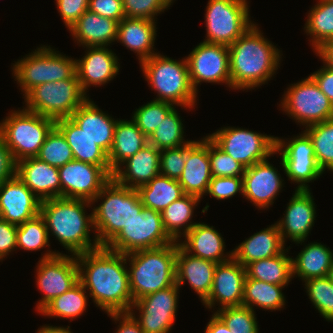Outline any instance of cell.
<instances>
[{
  "label": "cell",
  "instance_id": "6da1fadb",
  "mask_svg": "<svg viewBox=\"0 0 333 333\" xmlns=\"http://www.w3.org/2000/svg\"><path fill=\"white\" fill-rule=\"evenodd\" d=\"M79 281L95 306L105 313L129 312L134 303L130 291L126 254L101 246L76 255Z\"/></svg>",
  "mask_w": 333,
  "mask_h": 333
},
{
  "label": "cell",
  "instance_id": "7a4b0ae2",
  "mask_svg": "<svg viewBox=\"0 0 333 333\" xmlns=\"http://www.w3.org/2000/svg\"><path fill=\"white\" fill-rule=\"evenodd\" d=\"M260 30L252 26L229 48L231 89L253 90L268 84L281 64L282 50L278 49Z\"/></svg>",
  "mask_w": 333,
  "mask_h": 333
},
{
  "label": "cell",
  "instance_id": "3957f363",
  "mask_svg": "<svg viewBox=\"0 0 333 333\" xmlns=\"http://www.w3.org/2000/svg\"><path fill=\"white\" fill-rule=\"evenodd\" d=\"M85 207L92 209L91 201L63 197L41 201L40 215L45 220L49 237L54 236L68 255L76 256L101 247L96 236L90 237L91 231L95 232L93 213L88 214Z\"/></svg>",
  "mask_w": 333,
  "mask_h": 333
},
{
  "label": "cell",
  "instance_id": "277c9868",
  "mask_svg": "<svg viewBox=\"0 0 333 333\" xmlns=\"http://www.w3.org/2000/svg\"><path fill=\"white\" fill-rule=\"evenodd\" d=\"M176 257L177 241L126 254L129 285L134 302L176 284Z\"/></svg>",
  "mask_w": 333,
  "mask_h": 333
},
{
  "label": "cell",
  "instance_id": "5b68a950",
  "mask_svg": "<svg viewBox=\"0 0 333 333\" xmlns=\"http://www.w3.org/2000/svg\"><path fill=\"white\" fill-rule=\"evenodd\" d=\"M91 203L95 205L92 208L95 232L92 233L100 246H106L144 207L137 189L120 185L113 178Z\"/></svg>",
  "mask_w": 333,
  "mask_h": 333
},
{
  "label": "cell",
  "instance_id": "8992f818",
  "mask_svg": "<svg viewBox=\"0 0 333 333\" xmlns=\"http://www.w3.org/2000/svg\"><path fill=\"white\" fill-rule=\"evenodd\" d=\"M139 65L145 81L157 93L153 100L166 101L190 111L197 105L198 94L190 82L186 57L177 61L159 52Z\"/></svg>",
  "mask_w": 333,
  "mask_h": 333
},
{
  "label": "cell",
  "instance_id": "52a82bcc",
  "mask_svg": "<svg viewBox=\"0 0 333 333\" xmlns=\"http://www.w3.org/2000/svg\"><path fill=\"white\" fill-rule=\"evenodd\" d=\"M12 64V75L23 96L37 85L77 78L76 60L48 44H41Z\"/></svg>",
  "mask_w": 333,
  "mask_h": 333
},
{
  "label": "cell",
  "instance_id": "ba28073f",
  "mask_svg": "<svg viewBox=\"0 0 333 333\" xmlns=\"http://www.w3.org/2000/svg\"><path fill=\"white\" fill-rule=\"evenodd\" d=\"M23 109L11 110L0 122V137L17 163L36 157L55 120Z\"/></svg>",
  "mask_w": 333,
  "mask_h": 333
},
{
  "label": "cell",
  "instance_id": "9c48e42d",
  "mask_svg": "<svg viewBox=\"0 0 333 333\" xmlns=\"http://www.w3.org/2000/svg\"><path fill=\"white\" fill-rule=\"evenodd\" d=\"M88 97L78 78H69L37 85L22 98L26 110L58 120L70 117Z\"/></svg>",
  "mask_w": 333,
  "mask_h": 333
},
{
  "label": "cell",
  "instance_id": "30bf717a",
  "mask_svg": "<svg viewBox=\"0 0 333 333\" xmlns=\"http://www.w3.org/2000/svg\"><path fill=\"white\" fill-rule=\"evenodd\" d=\"M286 89L279 108L303 128L333 118V104L310 75Z\"/></svg>",
  "mask_w": 333,
  "mask_h": 333
},
{
  "label": "cell",
  "instance_id": "8fae6325",
  "mask_svg": "<svg viewBox=\"0 0 333 333\" xmlns=\"http://www.w3.org/2000/svg\"><path fill=\"white\" fill-rule=\"evenodd\" d=\"M247 0H208L205 10L206 36L203 41L230 46L255 22Z\"/></svg>",
  "mask_w": 333,
  "mask_h": 333
},
{
  "label": "cell",
  "instance_id": "7c38bea8",
  "mask_svg": "<svg viewBox=\"0 0 333 333\" xmlns=\"http://www.w3.org/2000/svg\"><path fill=\"white\" fill-rule=\"evenodd\" d=\"M207 136L245 168L274 157L276 137L239 127H221Z\"/></svg>",
  "mask_w": 333,
  "mask_h": 333
},
{
  "label": "cell",
  "instance_id": "4fadbf2b",
  "mask_svg": "<svg viewBox=\"0 0 333 333\" xmlns=\"http://www.w3.org/2000/svg\"><path fill=\"white\" fill-rule=\"evenodd\" d=\"M36 265V285L42 294L35 307L39 313L50 301L79 281V269L76 256L52 249L45 251Z\"/></svg>",
  "mask_w": 333,
  "mask_h": 333
},
{
  "label": "cell",
  "instance_id": "5bb4252c",
  "mask_svg": "<svg viewBox=\"0 0 333 333\" xmlns=\"http://www.w3.org/2000/svg\"><path fill=\"white\" fill-rule=\"evenodd\" d=\"M175 242L166 232L161 212L143 207L105 247L128 254L142 249L161 247Z\"/></svg>",
  "mask_w": 333,
  "mask_h": 333
},
{
  "label": "cell",
  "instance_id": "9a60e30c",
  "mask_svg": "<svg viewBox=\"0 0 333 333\" xmlns=\"http://www.w3.org/2000/svg\"><path fill=\"white\" fill-rule=\"evenodd\" d=\"M285 139L276 136L275 146V154L281 158L279 164L284 174L291 183L298 184L295 189H311L308 183L314 182L324 174L316 162L311 139L304 131L293 138Z\"/></svg>",
  "mask_w": 333,
  "mask_h": 333
},
{
  "label": "cell",
  "instance_id": "2e32d148",
  "mask_svg": "<svg viewBox=\"0 0 333 333\" xmlns=\"http://www.w3.org/2000/svg\"><path fill=\"white\" fill-rule=\"evenodd\" d=\"M185 57L190 82L197 94L198 86L203 82L218 85L222 83L231 89L228 46L202 41Z\"/></svg>",
  "mask_w": 333,
  "mask_h": 333
},
{
  "label": "cell",
  "instance_id": "e0dca14e",
  "mask_svg": "<svg viewBox=\"0 0 333 333\" xmlns=\"http://www.w3.org/2000/svg\"><path fill=\"white\" fill-rule=\"evenodd\" d=\"M179 291L175 284L146 295L134 302L129 312L145 333H170L177 316Z\"/></svg>",
  "mask_w": 333,
  "mask_h": 333
},
{
  "label": "cell",
  "instance_id": "ac0fdd59",
  "mask_svg": "<svg viewBox=\"0 0 333 333\" xmlns=\"http://www.w3.org/2000/svg\"><path fill=\"white\" fill-rule=\"evenodd\" d=\"M61 197L92 201L112 178L101 166L72 160L58 168Z\"/></svg>",
  "mask_w": 333,
  "mask_h": 333
},
{
  "label": "cell",
  "instance_id": "d6986e66",
  "mask_svg": "<svg viewBox=\"0 0 333 333\" xmlns=\"http://www.w3.org/2000/svg\"><path fill=\"white\" fill-rule=\"evenodd\" d=\"M292 197L287 204L283 217L276 221L282 241L290 240L297 246L307 241V236L315 224L316 205L311 189H294ZM312 194V195H311Z\"/></svg>",
  "mask_w": 333,
  "mask_h": 333
},
{
  "label": "cell",
  "instance_id": "ffe728a7",
  "mask_svg": "<svg viewBox=\"0 0 333 333\" xmlns=\"http://www.w3.org/2000/svg\"><path fill=\"white\" fill-rule=\"evenodd\" d=\"M269 159L245 168L242 176L243 198L258 210H268L285 187L280 171Z\"/></svg>",
  "mask_w": 333,
  "mask_h": 333
},
{
  "label": "cell",
  "instance_id": "44dd1931",
  "mask_svg": "<svg viewBox=\"0 0 333 333\" xmlns=\"http://www.w3.org/2000/svg\"><path fill=\"white\" fill-rule=\"evenodd\" d=\"M246 268L233 257L223 263H217L214 270L210 295L203 302L206 309L214 311L225 307L242 306ZM216 305V306H215Z\"/></svg>",
  "mask_w": 333,
  "mask_h": 333
},
{
  "label": "cell",
  "instance_id": "7402d4cb",
  "mask_svg": "<svg viewBox=\"0 0 333 333\" xmlns=\"http://www.w3.org/2000/svg\"><path fill=\"white\" fill-rule=\"evenodd\" d=\"M85 54L76 60V75L82 91L87 95L91 86L100 87L116 78L120 63L118 56L108 46L83 47Z\"/></svg>",
  "mask_w": 333,
  "mask_h": 333
},
{
  "label": "cell",
  "instance_id": "603a6c76",
  "mask_svg": "<svg viewBox=\"0 0 333 333\" xmlns=\"http://www.w3.org/2000/svg\"><path fill=\"white\" fill-rule=\"evenodd\" d=\"M41 201L17 175L0 184V216L19 226L40 214Z\"/></svg>",
  "mask_w": 333,
  "mask_h": 333
},
{
  "label": "cell",
  "instance_id": "cb8c5ba5",
  "mask_svg": "<svg viewBox=\"0 0 333 333\" xmlns=\"http://www.w3.org/2000/svg\"><path fill=\"white\" fill-rule=\"evenodd\" d=\"M212 179L209 161V137L186 144L184 170L178 179L184 194L203 198Z\"/></svg>",
  "mask_w": 333,
  "mask_h": 333
},
{
  "label": "cell",
  "instance_id": "d4e9b609",
  "mask_svg": "<svg viewBox=\"0 0 333 333\" xmlns=\"http://www.w3.org/2000/svg\"><path fill=\"white\" fill-rule=\"evenodd\" d=\"M16 175L40 201L61 197L58 168L37 157L18 161Z\"/></svg>",
  "mask_w": 333,
  "mask_h": 333
},
{
  "label": "cell",
  "instance_id": "484cf974",
  "mask_svg": "<svg viewBox=\"0 0 333 333\" xmlns=\"http://www.w3.org/2000/svg\"><path fill=\"white\" fill-rule=\"evenodd\" d=\"M217 263L187 253L177 242L176 284L179 288L187 281L203 303L210 295Z\"/></svg>",
  "mask_w": 333,
  "mask_h": 333
},
{
  "label": "cell",
  "instance_id": "4316f807",
  "mask_svg": "<svg viewBox=\"0 0 333 333\" xmlns=\"http://www.w3.org/2000/svg\"><path fill=\"white\" fill-rule=\"evenodd\" d=\"M160 152L150 143L132 157L124 161L114 172L112 178L120 185L138 189L159 175Z\"/></svg>",
  "mask_w": 333,
  "mask_h": 333
},
{
  "label": "cell",
  "instance_id": "83f0119b",
  "mask_svg": "<svg viewBox=\"0 0 333 333\" xmlns=\"http://www.w3.org/2000/svg\"><path fill=\"white\" fill-rule=\"evenodd\" d=\"M183 238L178 243L192 256L215 263H223L232 258V251L225 252V240L214 226L197 222Z\"/></svg>",
  "mask_w": 333,
  "mask_h": 333
},
{
  "label": "cell",
  "instance_id": "f1b7e54d",
  "mask_svg": "<svg viewBox=\"0 0 333 333\" xmlns=\"http://www.w3.org/2000/svg\"><path fill=\"white\" fill-rule=\"evenodd\" d=\"M70 118L107 154L110 152L118 118L105 113L89 97Z\"/></svg>",
  "mask_w": 333,
  "mask_h": 333
},
{
  "label": "cell",
  "instance_id": "f546056e",
  "mask_svg": "<svg viewBox=\"0 0 333 333\" xmlns=\"http://www.w3.org/2000/svg\"><path fill=\"white\" fill-rule=\"evenodd\" d=\"M156 21L124 17L118 23L116 41L136 53L139 63L159 53L155 52Z\"/></svg>",
  "mask_w": 333,
  "mask_h": 333
},
{
  "label": "cell",
  "instance_id": "4dcf8cb0",
  "mask_svg": "<svg viewBox=\"0 0 333 333\" xmlns=\"http://www.w3.org/2000/svg\"><path fill=\"white\" fill-rule=\"evenodd\" d=\"M118 22L102 17L90 10L85 11L69 29L78 46H110L116 42Z\"/></svg>",
  "mask_w": 333,
  "mask_h": 333
},
{
  "label": "cell",
  "instance_id": "1f68e13d",
  "mask_svg": "<svg viewBox=\"0 0 333 333\" xmlns=\"http://www.w3.org/2000/svg\"><path fill=\"white\" fill-rule=\"evenodd\" d=\"M285 246L275 222L235 246L232 257L246 267L254 261L280 254L286 248Z\"/></svg>",
  "mask_w": 333,
  "mask_h": 333
},
{
  "label": "cell",
  "instance_id": "d6a6232c",
  "mask_svg": "<svg viewBox=\"0 0 333 333\" xmlns=\"http://www.w3.org/2000/svg\"><path fill=\"white\" fill-rule=\"evenodd\" d=\"M55 126L65 136L74 160L101 166L111 177L108 154L97 145L70 117L55 120Z\"/></svg>",
  "mask_w": 333,
  "mask_h": 333
},
{
  "label": "cell",
  "instance_id": "836d02e7",
  "mask_svg": "<svg viewBox=\"0 0 333 333\" xmlns=\"http://www.w3.org/2000/svg\"><path fill=\"white\" fill-rule=\"evenodd\" d=\"M304 245L298 255L292 258L293 278L298 277L304 282L328 276L333 263V250L315 241Z\"/></svg>",
  "mask_w": 333,
  "mask_h": 333
},
{
  "label": "cell",
  "instance_id": "e575fe53",
  "mask_svg": "<svg viewBox=\"0 0 333 333\" xmlns=\"http://www.w3.org/2000/svg\"><path fill=\"white\" fill-rule=\"evenodd\" d=\"M146 144H148V138L132 119H119L115 126L113 145L108 153V161L112 172Z\"/></svg>",
  "mask_w": 333,
  "mask_h": 333
},
{
  "label": "cell",
  "instance_id": "d590c367",
  "mask_svg": "<svg viewBox=\"0 0 333 333\" xmlns=\"http://www.w3.org/2000/svg\"><path fill=\"white\" fill-rule=\"evenodd\" d=\"M289 247L271 258L261 259L248 264L246 277L270 284L289 285L293 279L292 256L288 255Z\"/></svg>",
  "mask_w": 333,
  "mask_h": 333
},
{
  "label": "cell",
  "instance_id": "8d00e7d4",
  "mask_svg": "<svg viewBox=\"0 0 333 333\" xmlns=\"http://www.w3.org/2000/svg\"><path fill=\"white\" fill-rule=\"evenodd\" d=\"M201 198L185 194L180 199L171 203L161 212L163 226L167 234L179 242L181 237L196 224L192 222L194 209L201 202Z\"/></svg>",
  "mask_w": 333,
  "mask_h": 333
},
{
  "label": "cell",
  "instance_id": "74e56055",
  "mask_svg": "<svg viewBox=\"0 0 333 333\" xmlns=\"http://www.w3.org/2000/svg\"><path fill=\"white\" fill-rule=\"evenodd\" d=\"M287 286L288 285L270 284L246 277L242 306L249 307L253 311L257 309V307L262 308L264 311H280L284 309L286 305L285 295L282 290Z\"/></svg>",
  "mask_w": 333,
  "mask_h": 333
},
{
  "label": "cell",
  "instance_id": "f35d334b",
  "mask_svg": "<svg viewBox=\"0 0 333 333\" xmlns=\"http://www.w3.org/2000/svg\"><path fill=\"white\" fill-rule=\"evenodd\" d=\"M137 190L142 205L158 212L185 195L178 180L160 174Z\"/></svg>",
  "mask_w": 333,
  "mask_h": 333
},
{
  "label": "cell",
  "instance_id": "ab89813d",
  "mask_svg": "<svg viewBox=\"0 0 333 333\" xmlns=\"http://www.w3.org/2000/svg\"><path fill=\"white\" fill-rule=\"evenodd\" d=\"M78 281L65 293L50 301L39 314L49 318L66 319L71 322L80 318L87 311L89 294Z\"/></svg>",
  "mask_w": 333,
  "mask_h": 333
},
{
  "label": "cell",
  "instance_id": "60d3db41",
  "mask_svg": "<svg viewBox=\"0 0 333 333\" xmlns=\"http://www.w3.org/2000/svg\"><path fill=\"white\" fill-rule=\"evenodd\" d=\"M304 31L310 36L314 52L324 43L333 40V0H317L309 10Z\"/></svg>",
  "mask_w": 333,
  "mask_h": 333
},
{
  "label": "cell",
  "instance_id": "b9f144b4",
  "mask_svg": "<svg viewBox=\"0 0 333 333\" xmlns=\"http://www.w3.org/2000/svg\"><path fill=\"white\" fill-rule=\"evenodd\" d=\"M175 108L163 118L157 129L148 138V143L158 150L178 148L190 142L188 139L185 140V126L182 123L179 111Z\"/></svg>",
  "mask_w": 333,
  "mask_h": 333
},
{
  "label": "cell",
  "instance_id": "7bdbcfd3",
  "mask_svg": "<svg viewBox=\"0 0 333 333\" xmlns=\"http://www.w3.org/2000/svg\"><path fill=\"white\" fill-rule=\"evenodd\" d=\"M304 132L311 139L320 169L333 172V118L308 126Z\"/></svg>",
  "mask_w": 333,
  "mask_h": 333
},
{
  "label": "cell",
  "instance_id": "ee69618b",
  "mask_svg": "<svg viewBox=\"0 0 333 333\" xmlns=\"http://www.w3.org/2000/svg\"><path fill=\"white\" fill-rule=\"evenodd\" d=\"M45 247L50 249V237L45 220L40 214L17 226V249L31 252Z\"/></svg>",
  "mask_w": 333,
  "mask_h": 333
},
{
  "label": "cell",
  "instance_id": "f6af8a7d",
  "mask_svg": "<svg viewBox=\"0 0 333 333\" xmlns=\"http://www.w3.org/2000/svg\"><path fill=\"white\" fill-rule=\"evenodd\" d=\"M36 157L57 168L74 160L72 150L65 136L56 126L47 134Z\"/></svg>",
  "mask_w": 333,
  "mask_h": 333
},
{
  "label": "cell",
  "instance_id": "bcb514c9",
  "mask_svg": "<svg viewBox=\"0 0 333 333\" xmlns=\"http://www.w3.org/2000/svg\"><path fill=\"white\" fill-rule=\"evenodd\" d=\"M304 289L312 305L322 318L333 322V282L328 276L304 281Z\"/></svg>",
  "mask_w": 333,
  "mask_h": 333
},
{
  "label": "cell",
  "instance_id": "7dc6e473",
  "mask_svg": "<svg viewBox=\"0 0 333 333\" xmlns=\"http://www.w3.org/2000/svg\"><path fill=\"white\" fill-rule=\"evenodd\" d=\"M175 107L174 104L166 101L151 100L145 105L136 108L132 120L136 126L149 138L157 129L165 116Z\"/></svg>",
  "mask_w": 333,
  "mask_h": 333
},
{
  "label": "cell",
  "instance_id": "c3c4849f",
  "mask_svg": "<svg viewBox=\"0 0 333 333\" xmlns=\"http://www.w3.org/2000/svg\"><path fill=\"white\" fill-rule=\"evenodd\" d=\"M216 313L234 333H259L256 311L249 307H225Z\"/></svg>",
  "mask_w": 333,
  "mask_h": 333
},
{
  "label": "cell",
  "instance_id": "681fc988",
  "mask_svg": "<svg viewBox=\"0 0 333 333\" xmlns=\"http://www.w3.org/2000/svg\"><path fill=\"white\" fill-rule=\"evenodd\" d=\"M209 161L212 177L243 176L245 167L220 149L209 138Z\"/></svg>",
  "mask_w": 333,
  "mask_h": 333
},
{
  "label": "cell",
  "instance_id": "f907efd6",
  "mask_svg": "<svg viewBox=\"0 0 333 333\" xmlns=\"http://www.w3.org/2000/svg\"><path fill=\"white\" fill-rule=\"evenodd\" d=\"M175 0H123V11L127 18L157 21L158 15L169 9Z\"/></svg>",
  "mask_w": 333,
  "mask_h": 333
},
{
  "label": "cell",
  "instance_id": "816d5d0a",
  "mask_svg": "<svg viewBox=\"0 0 333 333\" xmlns=\"http://www.w3.org/2000/svg\"><path fill=\"white\" fill-rule=\"evenodd\" d=\"M186 145L178 148L163 149L160 152L159 174L178 180L184 170Z\"/></svg>",
  "mask_w": 333,
  "mask_h": 333
},
{
  "label": "cell",
  "instance_id": "f5cc1de1",
  "mask_svg": "<svg viewBox=\"0 0 333 333\" xmlns=\"http://www.w3.org/2000/svg\"><path fill=\"white\" fill-rule=\"evenodd\" d=\"M237 193L243 194L242 176L212 177L206 195L217 200L233 198Z\"/></svg>",
  "mask_w": 333,
  "mask_h": 333
},
{
  "label": "cell",
  "instance_id": "db71d44e",
  "mask_svg": "<svg viewBox=\"0 0 333 333\" xmlns=\"http://www.w3.org/2000/svg\"><path fill=\"white\" fill-rule=\"evenodd\" d=\"M58 13L69 30L79 17L88 10L89 0H55Z\"/></svg>",
  "mask_w": 333,
  "mask_h": 333
},
{
  "label": "cell",
  "instance_id": "11a10c76",
  "mask_svg": "<svg viewBox=\"0 0 333 333\" xmlns=\"http://www.w3.org/2000/svg\"><path fill=\"white\" fill-rule=\"evenodd\" d=\"M88 10L118 23L125 17L123 0H89Z\"/></svg>",
  "mask_w": 333,
  "mask_h": 333
},
{
  "label": "cell",
  "instance_id": "9f6ffc18",
  "mask_svg": "<svg viewBox=\"0 0 333 333\" xmlns=\"http://www.w3.org/2000/svg\"><path fill=\"white\" fill-rule=\"evenodd\" d=\"M17 251V226L0 218V262Z\"/></svg>",
  "mask_w": 333,
  "mask_h": 333
},
{
  "label": "cell",
  "instance_id": "6f0895ef",
  "mask_svg": "<svg viewBox=\"0 0 333 333\" xmlns=\"http://www.w3.org/2000/svg\"><path fill=\"white\" fill-rule=\"evenodd\" d=\"M16 175V162L5 141L0 137V184Z\"/></svg>",
  "mask_w": 333,
  "mask_h": 333
},
{
  "label": "cell",
  "instance_id": "680465c9",
  "mask_svg": "<svg viewBox=\"0 0 333 333\" xmlns=\"http://www.w3.org/2000/svg\"><path fill=\"white\" fill-rule=\"evenodd\" d=\"M112 321L118 323L115 333H145L130 312L108 313Z\"/></svg>",
  "mask_w": 333,
  "mask_h": 333
},
{
  "label": "cell",
  "instance_id": "91938a15",
  "mask_svg": "<svg viewBox=\"0 0 333 333\" xmlns=\"http://www.w3.org/2000/svg\"><path fill=\"white\" fill-rule=\"evenodd\" d=\"M310 76L333 104V68L323 63V66L311 73Z\"/></svg>",
  "mask_w": 333,
  "mask_h": 333
},
{
  "label": "cell",
  "instance_id": "94428289",
  "mask_svg": "<svg viewBox=\"0 0 333 333\" xmlns=\"http://www.w3.org/2000/svg\"><path fill=\"white\" fill-rule=\"evenodd\" d=\"M204 333H234L226 326L223 320L213 312L212 317L207 323Z\"/></svg>",
  "mask_w": 333,
  "mask_h": 333
},
{
  "label": "cell",
  "instance_id": "6125c7cd",
  "mask_svg": "<svg viewBox=\"0 0 333 333\" xmlns=\"http://www.w3.org/2000/svg\"><path fill=\"white\" fill-rule=\"evenodd\" d=\"M314 53L325 65L333 68V40L324 43Z\"/></svg>",
  "mask_w": 333,
  "mask_h": 333
},
{
  "label": "cell",
  "instance_id": "be15d7a7",
  "mask_svg": "<svg viewBox=\"0 0 333 333\" xmlns=\"http://www.w3.org/2000/svg\"><path fill=\"white\" fill-rule=\"evenodd\" d=\"M36 333H73L70 329V326L63 327V326H53V325H42Z\"/></svg>",
  "mask_w": 333,
  "mask_h": 333
},
{
  "label": "cell",
  "instance_id": "e7e4bbea",
  "mask_svg": "<svg viewBox=\"0 0 333 333\" xmlns=\"http://www.w3.org/2000/svg\"><path fill=\"white\" fill-rule=\"evenodd\" d=\"M328 277L333 282V263L331 268L329 269Z\"/></svg>",
  "mask_w": 333,
  "mask_h": 333
}]
</instances>
